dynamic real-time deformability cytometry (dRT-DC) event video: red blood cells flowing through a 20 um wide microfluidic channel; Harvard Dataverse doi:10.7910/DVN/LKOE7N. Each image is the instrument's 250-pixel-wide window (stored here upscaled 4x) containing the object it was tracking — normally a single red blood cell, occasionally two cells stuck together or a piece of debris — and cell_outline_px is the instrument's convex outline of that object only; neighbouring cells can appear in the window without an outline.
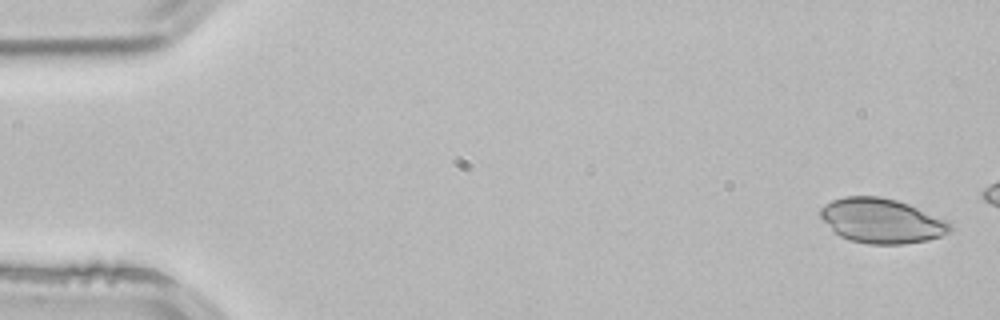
{"species": "common noctule bat (a hibernating species)", "species_latin": "Nyctalus noctula", "temperature_condition": "room temperature", "stored_images_in_passage": 4, "camera_frame_rate_fps": 3000, "um_per_image_px": 0.085, "animal": {"sex": "male", "body_mass_g": 21.5, "forearm_length_mm": 52.0}, "frame": {"image": 1, "passage_image": 1, "time_ms": 0.0, "image_size_px": [1000, 320], "cell_outline_px": [[952, 232], [928, 240], [904, 244], [868, 244], [852, 240], [840, 236], [820, 216], [820, 208], [824, 204], [832, 200], [844, 196], [876, 196], [896, 200], [908, 204], [944, 220], [952, 224]], "centroid_in_image_um": [74.94, 18.77], "position_along_channel_um": 10.1, "area_um2": 33.41}}